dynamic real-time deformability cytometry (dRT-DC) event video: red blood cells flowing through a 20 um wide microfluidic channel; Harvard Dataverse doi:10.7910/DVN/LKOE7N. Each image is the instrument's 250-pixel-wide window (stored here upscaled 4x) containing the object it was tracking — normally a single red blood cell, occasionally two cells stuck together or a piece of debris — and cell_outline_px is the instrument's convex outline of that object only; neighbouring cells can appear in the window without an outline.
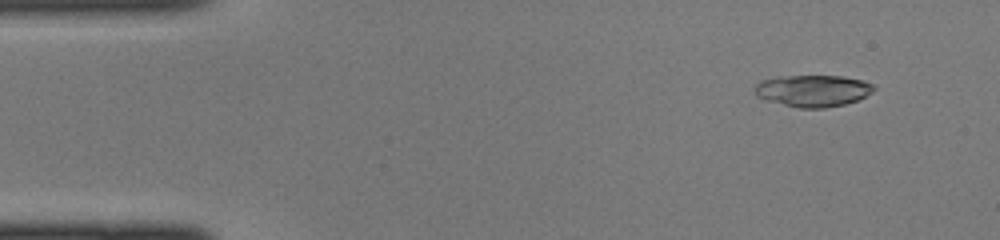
{"species": "common noctule bat (a hibernating species)", "species_latin": "Nyctalus noctula", "temperature_condition": "cold", "stored_images_in_passage": 13, "camera_frame_rate_fps": 3000, "um_per_image_px": 0.085, "animal": {"sex": "female", "body_mass_g": 22.0, "forearm_length_mm": 56.7}, "frame": {"image": 1, "passage_image": 4, "time_ms": 1.0, "image_size_px": [1000, 240], "cell_outline_px": [[876, 88], [872, 92], [856, 100], [844, 104], [824, 108], [796, 108], [764, 100], [756, 96], [756, 84], [760, 80], [780, 76], [844, 76], [864, 80], [872, 84]], "centroid_in_image_um": [69.08, 7.71], "position_along_channel_um": 15.9, "area_um2": 22.14}}